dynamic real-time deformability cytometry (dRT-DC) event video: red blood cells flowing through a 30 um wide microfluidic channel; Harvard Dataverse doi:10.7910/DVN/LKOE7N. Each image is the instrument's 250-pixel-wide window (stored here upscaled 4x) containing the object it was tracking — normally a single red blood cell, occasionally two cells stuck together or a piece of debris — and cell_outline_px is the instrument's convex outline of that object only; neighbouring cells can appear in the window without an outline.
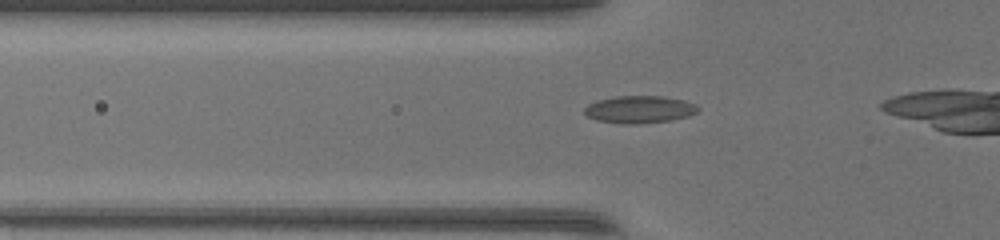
{"species": "common noctule bat (a hibernating species)", "species_latin": "Nyctalus noctula", "temperature_condition": "warm", "stored_images_in_passage": 30, "camera_frame_rate_fps": 3000, "um_per_image_px": 0.085, "animal": {"sex": "female", "body_mass_g": 17.0, "forearm_length_mm": 48.0}, "frame": {"image": 1, "passage_image": 6, "time_ms": 1.667, "image_size_px": [1000, 240], "cell_outline_px": [[700, 108], [696, 112], [688, 116], [672, 120], [636, 124], [624, 124], [596, 120], [588, 116], [584, 112], [584, 108], [588, 104], [596, 100], [616, 96], [660, 96], [684, 100], [696, 104]], "centroid_in_image_um": [54.35, 9.3], "position_along_channel_um": 71.5, "area_um2": 18.15}}
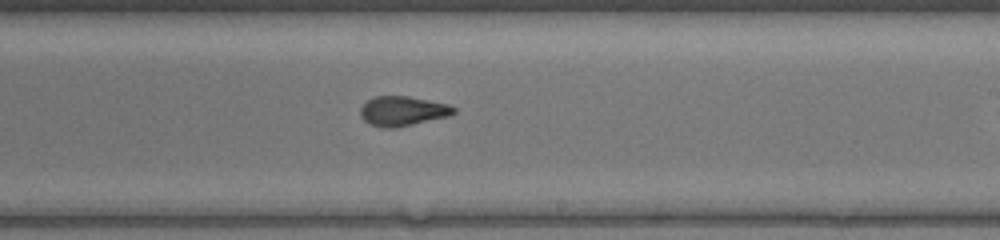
{"frame": {"image": 2, "passage_image": 19, "time_ms": 6.0, "image_size_px": [1000, 240], "cell_outline_px": [[456, 112], [448, 116], [396, 128], [380, 128], [368, 124], [360, 116], [360, 108], [368, 100], [376, 96], [408, 96], [448, 104], [456, 108]], "centroid_in_image_um": [34.2, 9.45], "position_along_channel_um": 254.8, "area_um2": 16.18}}
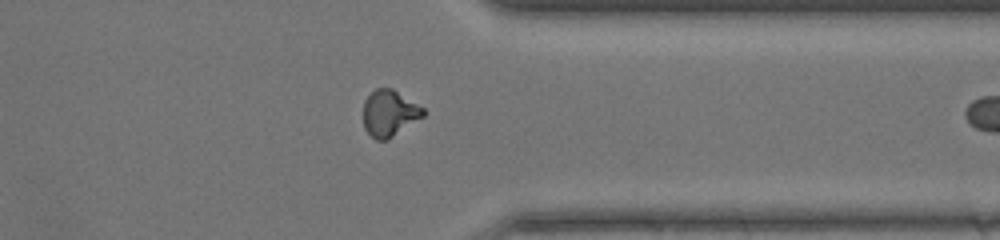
{"frame": {"image": 3, "passage_image": 28, "time_ms": 9.0, "image_size_px": [1000, 240], "cell_outline_px": [[424, 116], [388, 140], [376, 140], [364, 128], [364, 100], [376, 88], [392, 88], [424, 108]], "centroid_in_image_um": [33.1, 9.63], "position_along_channel_um": 378.3, "area_um2": 16.07}}